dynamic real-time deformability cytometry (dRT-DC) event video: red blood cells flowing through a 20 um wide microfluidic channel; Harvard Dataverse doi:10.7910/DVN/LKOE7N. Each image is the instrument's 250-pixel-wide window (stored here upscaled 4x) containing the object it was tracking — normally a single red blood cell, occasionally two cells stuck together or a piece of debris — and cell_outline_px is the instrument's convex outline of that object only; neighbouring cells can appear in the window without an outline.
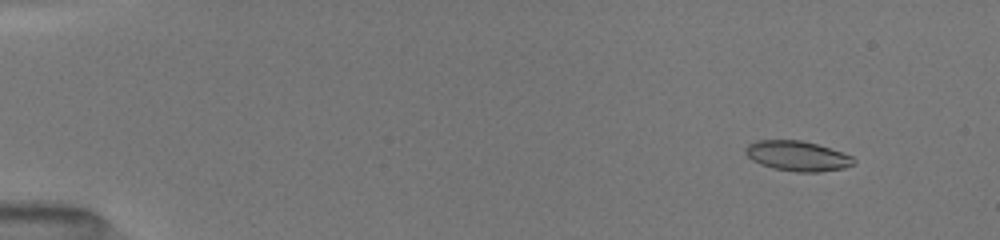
{"species": "common noctule bat (a hibernating species)", "species_latin": "Nyctalus noctula", "temperature_condition": "room temperature", "stored_images_in_passage": 8, "camera_frame_rate_fps": 3000, "um_per_image_px": 0.085, "animal": {"sex": "female", "body_mass_g": 19.5, "forearm_length_mm": 54.1}, "frame": {"image": 1, "passage_image": 3, "time_ms": 1.667, "image_size_px": [1000, 240], "cell_outline_px": [[856, 164], [844, 168], [820, 172], [796, 172], [772, 168], [760, 164], [752, 160], [744, 152], [744, 148], [748, 144], [756, 140], [800, 140], [816, 144], [852, 156], [856, 160]], "centroid_in_image_um": [67.76, 13.26], "position_along_channel_um": 17.2, "area_um2": 19.02}}
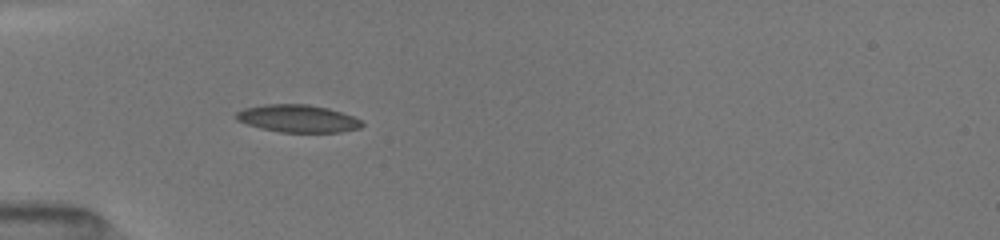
{"frame": {"image": 2, "passage_image": 7, "time_ms": 5.667, "image_size_px": [1000, 240], "cell_outline_px": [[364, 124], [360, 128], [340, 132], [280, 132], [260, 128], [236, 120], [236, 112], [244, 108], [264, 104], [308, 104], [328, 108], [352, 116], [360, 120]], "centroid_in_image_um": [25.29, 10.07], "position_along_channel_um": 59.7, "area_um2": 20.11}}
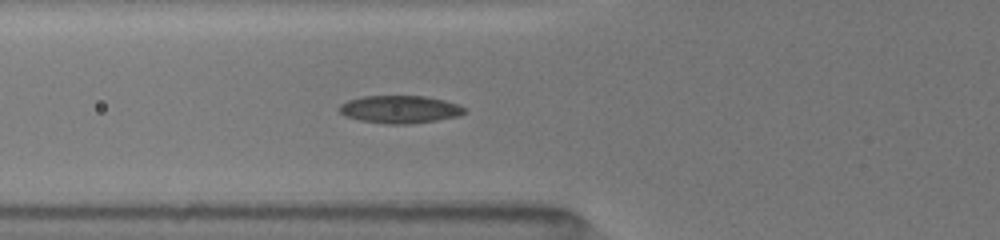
{"frame": {"image": 3, "passage_image": 8, "time_ms": 6.667, "image_size_px": [1000, 240], "cell_outline_px": [[464, 112], [460, 116], [436, 120], [408, 124], [388, 124], [360, 120], [344, 116], [336, 108], [340, 104], [348, 100], [364, 96], [424, 96], [444, 100], [456, 104], [464, 108]], "centroid_in_image_um": [33.93, 9.29], "position_along_channel_um": 91.9, "area_um2": 20.11}}